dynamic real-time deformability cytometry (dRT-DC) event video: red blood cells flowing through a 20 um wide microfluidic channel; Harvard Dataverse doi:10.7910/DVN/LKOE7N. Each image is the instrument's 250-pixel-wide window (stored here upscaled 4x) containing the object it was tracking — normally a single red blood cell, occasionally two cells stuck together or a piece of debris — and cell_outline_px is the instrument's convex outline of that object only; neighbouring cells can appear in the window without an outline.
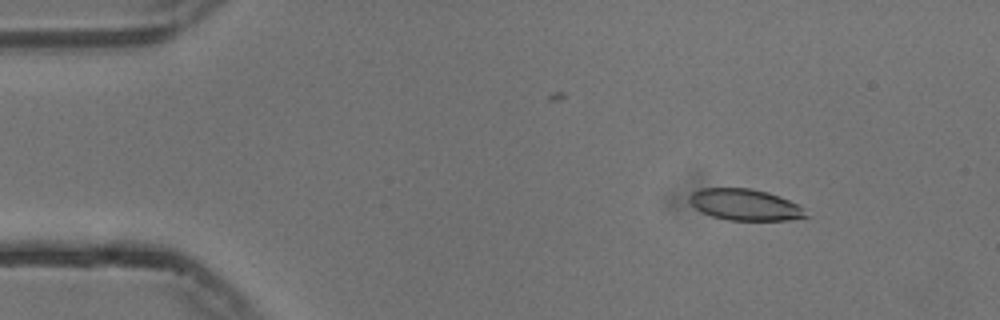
{"species": "common noctule bat (a hibernating species)", "species_latin": "Nyctalus noctula", "temperature_condition": "cold", "stored_images_in_passage": 53, "camera_frame_rate_fps": 3000, "um_per_image_px": 0.085, "animal": {"sex": "male", "body_mass_g": 13.3}, "frame": {"image": 1, "passage_image": 6, "time_ms": 1.667, "image_size_px": [1000, 320], "cell_outline_px": [[808, 216], [788, 220], [728, 220], [712, 216], [696, 208], [688, 200], [688, 196], [692, 192], [700, 188], [752, 188], [768, 192], [780, 196], [796, 204]], "centroid_in_image_um": [63.27, 17.38], "position_along_channel_um": 21.7, "area_um2": 21.04}}
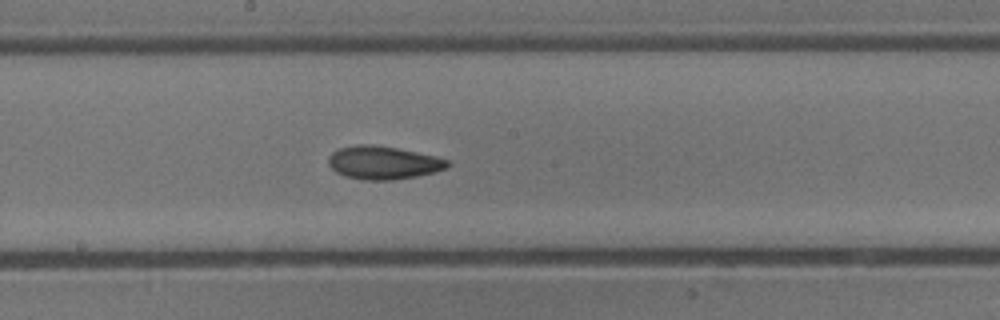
{"frame": {"image": 2, "passage_image": 28, "time_ms": 9.0, "image_size_px": [1000, 320], "cell_outline_px": [[452, 164], [448, 168], [416, 176], [392, 180], [364, 180], [344, 176], [336, 172], [328, 164], [328, 156], [332, 152], [340, 148], [356, 144], [372, 144], [396, 148], [436, 156], [448, 160]], "centroid_in_image_um": [32.56, 13.82], "position_along_channel_um": 215.6, "area_um2": 23.06}}
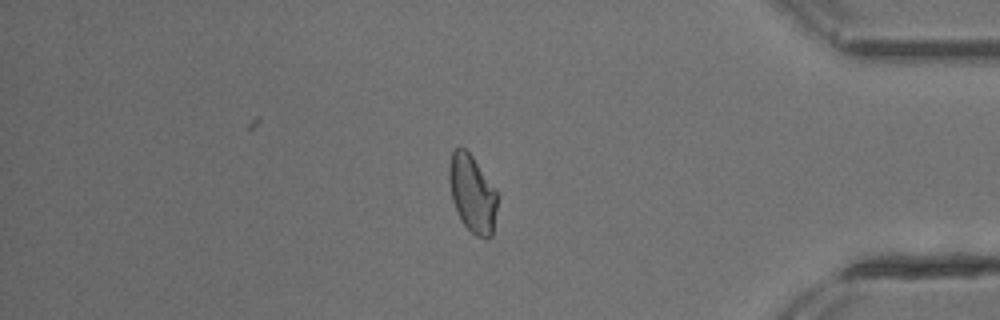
{"frame": {"image": 3, "passage_image": 45, "time_ms": 14.667, "image_size_px": [1000, 320], "cell_outline_px": [[496, 208], [492, 236], [476, 236], [464, 224], [456, 212], [452, 200], [448, 180], [448, 168], [452, 152], [456, 148], [464, 148], [472, 156], [496, 188]], "centroid_in_image_um": [40.12, 16.43], "position_along_channel_um": 395.1, "area_um2": 21.56}, "authors_computed_cell_mechanics": {"area_um2": 22.0218, "velocity_mm_per_s": 3.7391, "shape_relaxation_time_tau1_ms": 3.9524, "shape_relaxation_time_tau2_ms": 4.397, "deformation_change_tau1": 0.1174, "deformation_change_tau2": 0.0794}}